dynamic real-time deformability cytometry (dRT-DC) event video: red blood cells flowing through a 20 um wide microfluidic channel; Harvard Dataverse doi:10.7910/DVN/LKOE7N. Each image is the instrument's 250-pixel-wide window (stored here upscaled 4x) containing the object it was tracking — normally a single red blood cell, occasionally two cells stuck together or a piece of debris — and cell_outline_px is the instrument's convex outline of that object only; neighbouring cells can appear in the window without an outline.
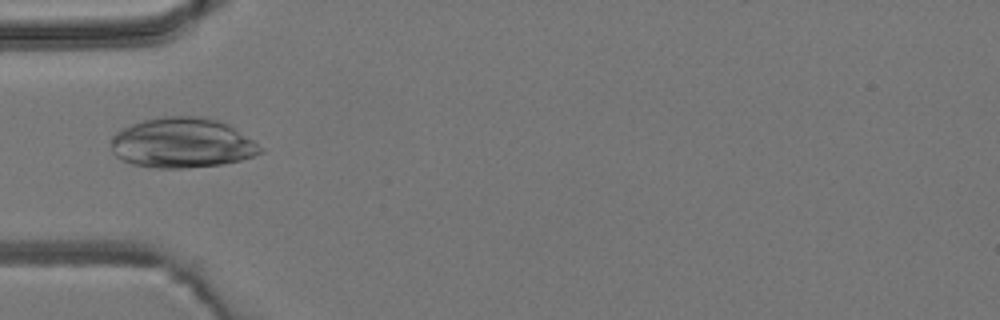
{"species": "common noctule bat (a hibernating species)", "species_latin": "Nyctalus noctula", "temperature_condition": "room temperature", "stored_images_in_passage": 2, "camera_frame_rate_fps": 3000, "um_per_image_px": 0.085, "animal": {"sex": "male", "body_mass_g": 19.2, "forearm_length_mm": 51.8}, "frame": {"image": 1, "passage_image": 2, "time_ms": 1.0, "image_size_px": [1000, 320], "cell_outline_px": [[264, 152], [240, 160], [224, 164], [184, 168], [156, 168], [132, 164], [116, 156], [112, 152], [112, 136], [120, 128], [144, 120], [164, 116], [204, 116], [220, 120], [228, 124], [264, 148]], "centroid_in_image_um": [15.49, 12.14], "position_along_channel_um": 69.5, "area_um2": 43.7}}